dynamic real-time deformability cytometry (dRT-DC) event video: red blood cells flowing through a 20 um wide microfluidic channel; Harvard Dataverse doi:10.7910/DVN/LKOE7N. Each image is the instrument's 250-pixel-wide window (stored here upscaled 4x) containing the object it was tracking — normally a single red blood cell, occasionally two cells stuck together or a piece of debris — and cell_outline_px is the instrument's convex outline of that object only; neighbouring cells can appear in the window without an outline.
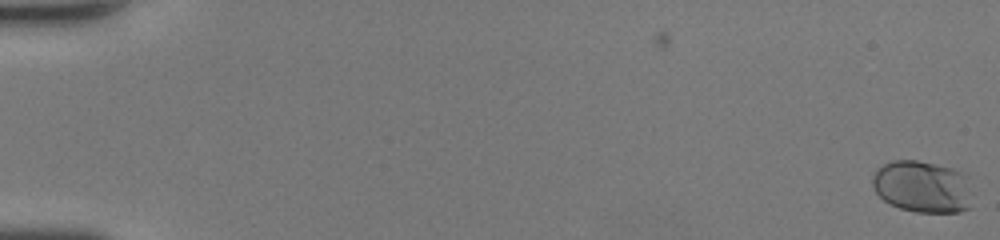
{"species": "human", "species_latin": "Homo sapiens", "temperature_condition": "room temperature", "stored_images_in_passage": 49, "camera_frame_rate_fps": 3000, "um_per_image_px": 0.085, "donor": {"sex": "female"}, "frame": {"image": 1, "passage_image": 1, "time_ms": 0.0, "image_size_px": [1000, 240], "cell_outline_px": [[972, 208], [960, 212], [916, 212], [900, 208], [884, 200], [872, 188], [872, 176], [876, 168], [892, 160], [916, 160], [952, 168], [968, 176]], "centroid_in_image_um": [78.41, 15.87], "position_along_channel_um": 6.6, "area_um2": 30.52}}
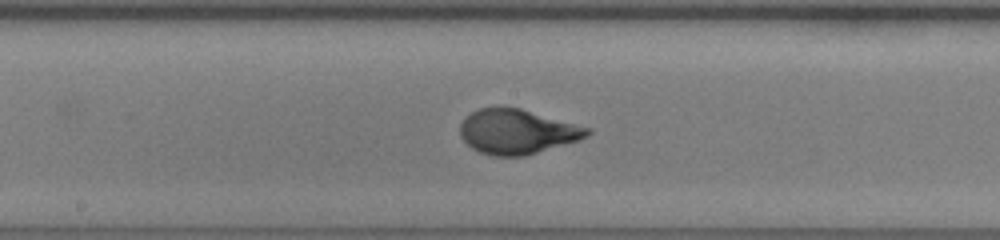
{"frame": {"image": 2, "passage_image": 28, "time_ms": 9.0, "image_size_px": [1000, 240], "cell_outline_px": [[592, 132], [588, 136], [580, 140], [524, 156], [492, 156], [480, 152], [472, 148], [460, 136], [460, 124], [464, 116], [480, 108], [520, 108], [592, 128]], "centroid_in_image_um": [43.97, 11.2], "position_along_channel_um": 204.2, "area_um2": 33.12}}
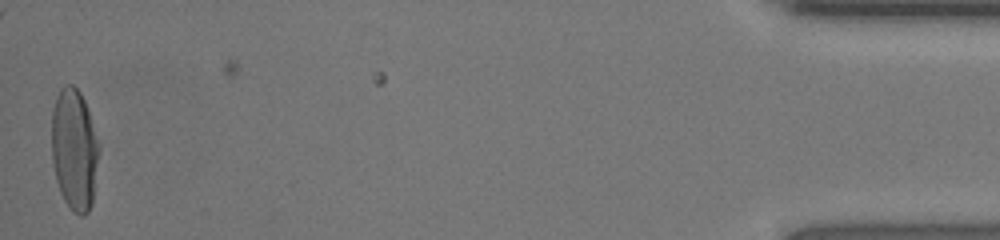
{"frame": {"image": 3, "passage_image": 49, "time_ms": 16.0, "image_size_px": [1000, 240], "cell_outline_px": [[100, 148], [92, 204], [88, 212], [84, 216], [80, 216], [64, 200], [60, 192], [56, 180], [52, 164], [52, 108], [56, 96], [60, 88], [64, 84], [72, 84], [80, 92], [84, 100], [100, 144]], "centroid_in_image_um": [6.32, 12.69], "position_along_channel_um": 428.9, "area_um2": 33.76}, "authors_computed_cell_mechanics": {"area_um2": 31.7322, "velocity_mm_per_s": 4.4329, "shape_relaxation_time_tau1_ms": 2.8762, "shape_relaxation_time_tau2_ms": null, "deformation_change_tau1": 0.1739, "deformation_change_tau2": null}}